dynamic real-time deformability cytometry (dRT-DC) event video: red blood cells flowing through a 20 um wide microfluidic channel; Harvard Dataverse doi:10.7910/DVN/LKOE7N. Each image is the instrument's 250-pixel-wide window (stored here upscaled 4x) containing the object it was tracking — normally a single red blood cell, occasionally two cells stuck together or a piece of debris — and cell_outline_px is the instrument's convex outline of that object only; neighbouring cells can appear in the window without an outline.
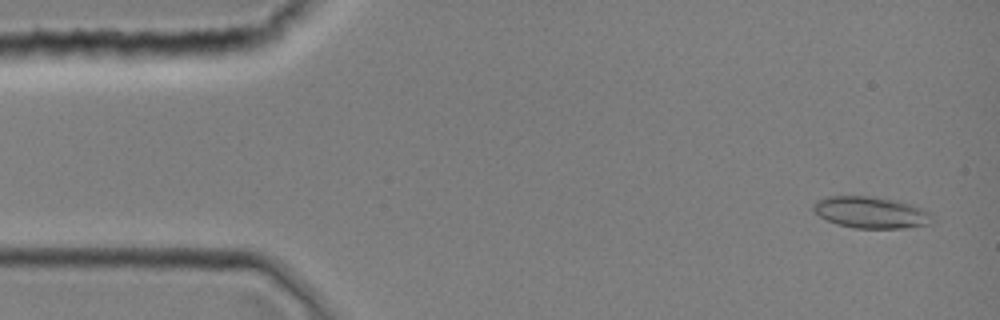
{"species": "common noctule bat (a hibernating species)", "species_latin": "Nyctalus noctula", "temperature_condition": "room temperature", "stored_images_in_passage": 6, "camera_frame_rate_fps": 3000, "um_per_image_px": 0.085, "animal": {"sex": "female", "body_mass_g": 19.0, "forearm_length_mm": 51.5}, "frame": {"image": 1, "passage_image": 2, "time_ms": 0.333, "image_size_px": [1000, 320], "cell_outline_px": [[932, 224], [904, 228], [856, 228], [836, 224], [820, 216], [812, 208], [812, 204], [816, 200], [824, 196], [868, 196], [900, 200], [912, 204], [932, 212]], "centroid_in_image_um": [74.06, 18.04], "position_along_channel_um": 10.9, "area_um2": 22.2}}